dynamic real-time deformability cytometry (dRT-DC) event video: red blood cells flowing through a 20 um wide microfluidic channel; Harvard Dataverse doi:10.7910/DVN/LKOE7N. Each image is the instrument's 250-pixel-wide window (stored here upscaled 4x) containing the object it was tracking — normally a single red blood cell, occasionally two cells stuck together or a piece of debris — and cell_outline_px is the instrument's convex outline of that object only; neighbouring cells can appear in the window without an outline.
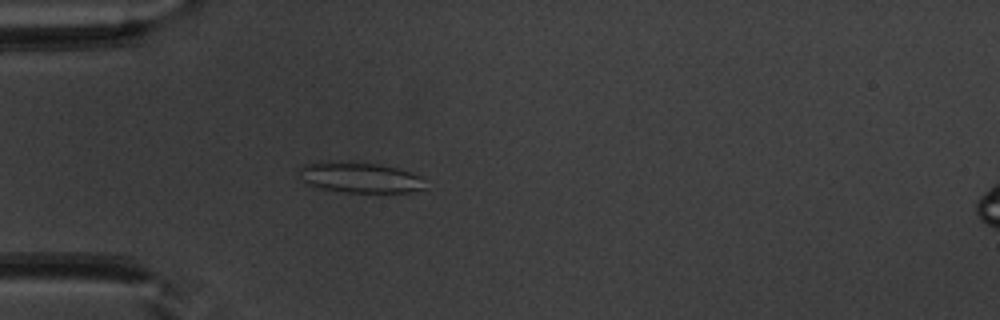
{"species": "common noctule bat (a hibernating species)", "species_latin": "Nyctalus noctula", "temperature_condition": "warm", "stored_images_in_passage": 37, "camera_frame_rate_fps": 3000, "um_per_image_px": 0.085, "animal": {"sex": "male", "body_mass_g": 20.1, "forearm_length_mm": 53.5}, "frame": {"image": 1, "passage_image": 1, "time_ms": 0.0, "image_size_px": [1000, 320], "cell_outline_px": [[424, 188], [412, 192], [344, 192], [320, 188], [308, 184], [304, 180], [300, 172], [300, 168], [304, 164], [320, 160], [340, 160], [380, 164], [400, 168], [420, 176]], "centroid_in_image_um": [30.55, 15.05], "position_along_channel_um": 54.4, "area_um2": 22.66}}
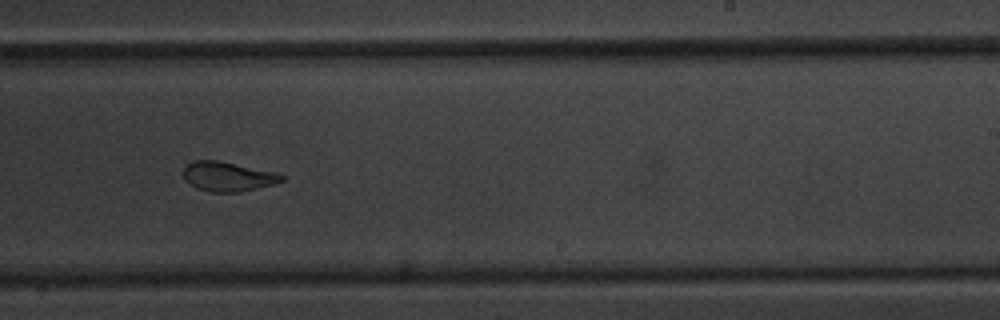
{"frame": {"image": 2, "passage_image": 18, "time_ms": 5.667, "image_size_px": [1000, 320], "cell_outline_px": [[284, 180], [276, 184], [240, 192], [212, 192], [196, 188], [184, 180], [184, 168], [192, 160], [220, 160], [276, 172], [284, 176]], "centroid_in_image_um": [19.38, 15.0], "position_along_channel_um": 269.6, "area_um2": 17.11}}
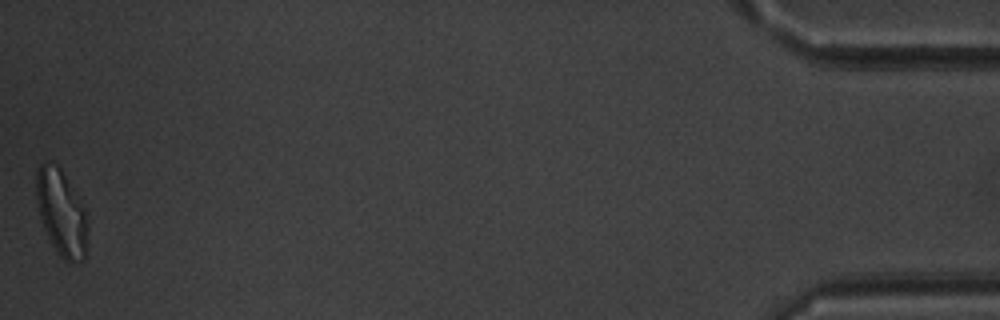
{"frame": {"image": 3, "passage_image": 37, "time_ms": 12.0, "image_size_px": [1000, 320], "cell_outline_px": [[88, 228], [84, 260], [72, 264], [64, 260], [56, 252], [40, 220], [36, 196], [36, 168], [40, 164], [56, 164], [60, 168], [88, 212]], "centroid_in_image_um": [5.24, 18.13], "position_along_channel_um": 430.0, "area_um2": 26.01}, "authors_computed_cell_mechanics": {"area_um2": 18.3804, "velocity_mm_per_s": 3.9536, "shape_relaxation_time_tau1_ms": 7.4862, "shape_relaxation_time_tau2_ms": 1.4586, "deformation_change_tau1": 0.2019, "deformation_change_tau2": 0.0894}}